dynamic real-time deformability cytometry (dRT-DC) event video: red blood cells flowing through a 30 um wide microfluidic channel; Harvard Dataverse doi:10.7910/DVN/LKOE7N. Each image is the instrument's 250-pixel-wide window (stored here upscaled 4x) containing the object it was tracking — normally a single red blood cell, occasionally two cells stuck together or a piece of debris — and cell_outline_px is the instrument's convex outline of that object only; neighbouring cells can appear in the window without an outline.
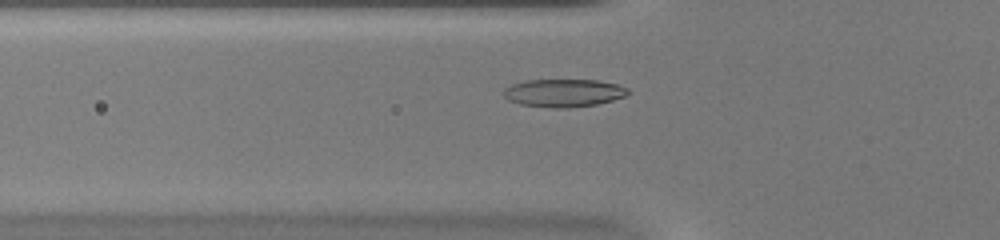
{"species": "common noctule bat (a hibernating species)", "species_latin": "Nyctalus noctula", "temperature_condition": "warm", "stored_images_in_passage": 45, "camera_frame_rate_fps": 3000, "um_per_image_px": 0.085, "animal": {"sex": "female", "body_mass_g": 20.0, "forearm_length_mm": 54.0}, "frame": {"image": 1, "passage_image": 11, "time_ms": 3.333, "image_size_px": [1000, 240], "cell_outline_px": [[632, 92], [624, 96], [612, 100], [596, 104], [568, 108], [552, 108], [520, 104], [508, 100], [500, 92], [504, 88], [512, 84], [524, 80], [600, 80], [616, 84], [628, 88]], "centroid_in_image_um": [47.88, 7.89], "position_along_channel_um": 77.9, "area_um2": 20.4}}
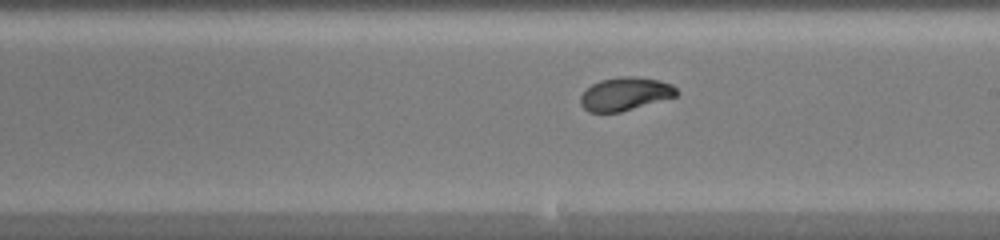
{"frame": {"image": 2, "passage_image": 23, "time_ms": 7.333, "image_size_px": [1000, 240], "cell_outline_px": [[680, 92], [676, 96], [620, 112], [588, 112], [580, 104], [580, 96], [592, 84], [600, 80], [620, 76], [632, 76], [660, 80], [672, 84]], "centroid_in_image_um": [53.14, 7.97], "position_along_channel_um": 235.9, "area_um2": 18.55}}
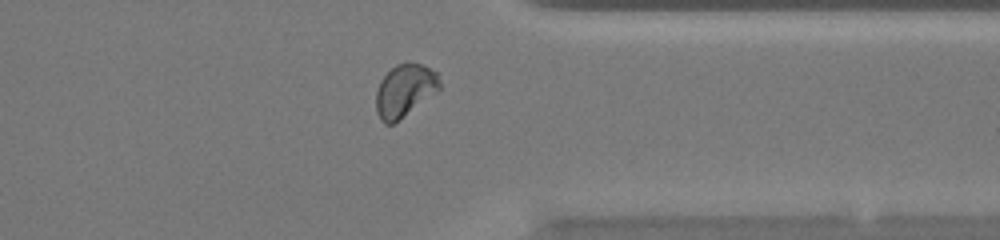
{"frame": {"image": 3, "passage_image": 34, "time_ms": 11.0, "image_size_px": [1000, 240], "cell_outline_px": [[440, 88], [436, 92], [392, 124], [384, 124], [380, 120], [376, 112], [376, 92], [380, 80], [396, 64], [408, 60], [420, 64], [436, 72], [440, 80]], "centroid_in_image_um": [34.37, 7.67], "position_along_channel_um": 377.0, "area_um2": 19.36}, "authors_computed_cell_mechanics": {"area_um2": 19.0162, "velocity_mm_per_s": 3.9463, "shape_relaxation_time_tau1_ms": 2.9783, "shape_relaxation_time_tau2_ms": 0.8695, "deformation_change_tau1": 0.1516, "deformation_change_tau2": 0.0341}}